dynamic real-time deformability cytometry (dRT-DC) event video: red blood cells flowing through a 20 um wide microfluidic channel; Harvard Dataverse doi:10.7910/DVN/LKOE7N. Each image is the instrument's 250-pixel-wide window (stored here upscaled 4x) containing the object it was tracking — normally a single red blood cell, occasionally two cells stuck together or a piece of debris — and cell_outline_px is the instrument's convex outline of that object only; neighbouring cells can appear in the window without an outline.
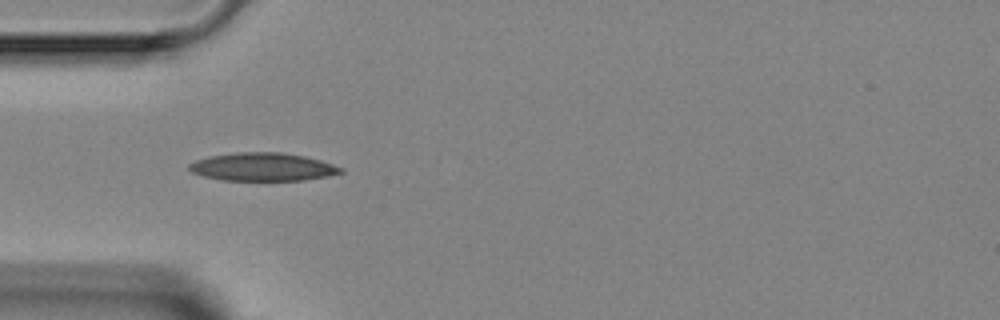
{"species": "Egyptian fruit bat (a non-hibernating species)", "species_latin": "Rousettus aegyptiacus", "temperature_condition": "room temperature", "stored_images_in_passage": 4, "camera_frame_rate_fps": 3000, "um_per_image_px": 0.085, "animal": {"sex": "female"}, "frame": {"image": 1, "passage_image": 1, "time_ms": 0.0, "image_size_px": [1000, 320], "cell_outline_px": [[344, 172], [328, 176], [304, 180], [224, 180], [204, 176], [192, 172], [188, 168], [188, 164], [196, 160], [208, 156], [236, 152], [280, 152], [304, 156], [320, 160], [344, 168]], "centroid_in_image_um": [22.33, 14.18], "position_along_channel_um": 62.7, "area_um2": 24.8}}
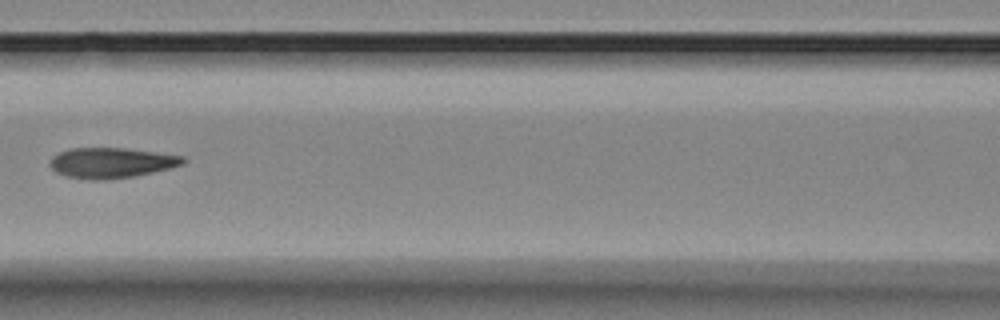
{"frame": {"image": 2, "passage_image": 3, "time_ms": 2.333, "image_size_px": [1000, 320], "cell_outline_px": [[188, 160], [184, 164], [136, 176], [104, 180], [92, 180], [68, 176], [56, 172], [48, 164], [52, 156], [68, 148], [124, 148], [184, 156]], "centroid_in_image_um": [9.46, 13.83], "position_along_channel_um": 157.1, "area_um2": 23.52}}
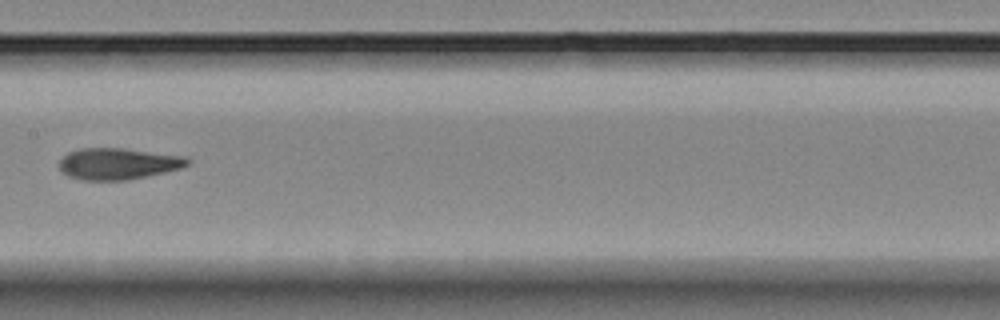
{"frame": {"image": 3, "passage_image": 4, "time_ms": 3.333, "image_size_px": [1000, 320], "cell_outline_px": [[192, 160], [188, 164], [180, 168], [164, 172], [124, 180], [80, 180], [68, 176], [60, 172], [60, 160], [68, 152], [80, 148], [124, 148], [188, 156]], "centroid_in_image_um": [10.04, 13.9], "position_along_channel_um": 197.4, "area_um2": 23.58}}